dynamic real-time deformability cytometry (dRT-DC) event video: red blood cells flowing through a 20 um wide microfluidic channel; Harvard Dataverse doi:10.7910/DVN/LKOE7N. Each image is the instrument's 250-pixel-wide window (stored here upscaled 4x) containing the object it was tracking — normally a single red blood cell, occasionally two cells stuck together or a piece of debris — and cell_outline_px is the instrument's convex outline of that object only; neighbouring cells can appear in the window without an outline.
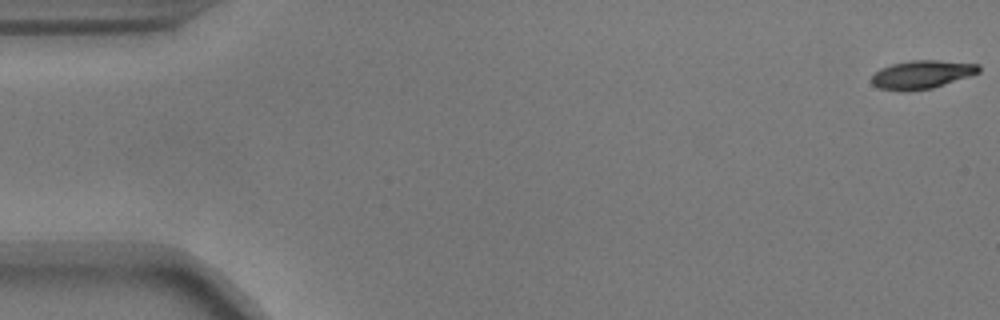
{"species": "common noctule bat (a hibernating species)", "species_latin": "Nyctalus noctula", "temperature_condition": "warm", "stored_images_in_passage": 55, "camera_frame_rate_fps": 3000, "um_per_image_px": 0.085, "animal": {"sex": "male", "body_mass_g": 17.9}, "frame": {"image": 1, "passage_image": 1, "time_ms": 0.0, "image_size_px": [1000, 320], "cell_outline_px": [[980, 72], [932, 88], [908, 92], [900, 92], [880, 88], [872, 84], [872, 76], [880, 68], [892, 64], [912, 60], [936, 60], [980, 64]], "centroid_in_image_um": [78.33, 6.34], "position_along_channel_um": 6.7, "area_um2": 17.69}}
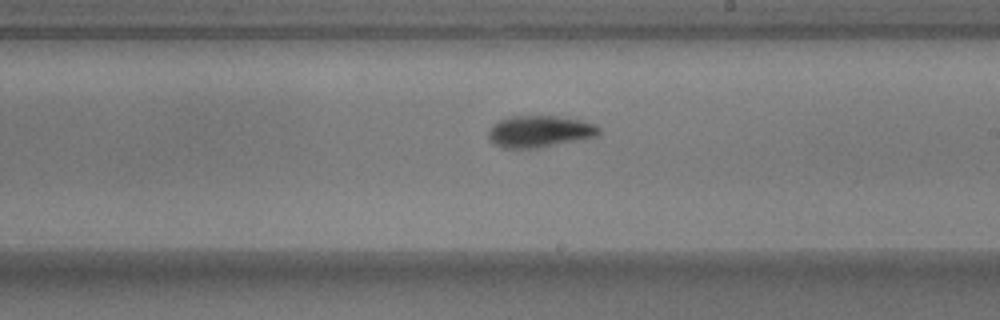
{"frame": {"image": 2, "passage_image": 32, "time_ms": 10.333, "image_size_px": [1000, 320], "cell_outline_px": [[600, 132], [596, 136], [540, 148], [504, 148], [488, 140], [488, 128], [492, 124], [508, 116], [556, 116], [584, 120], [596, 124], [600, 128]], "centroid_in_image_um": [45.85, 11.16], "position_along_channel_um": 243.1, "area_um2": 20.63}}
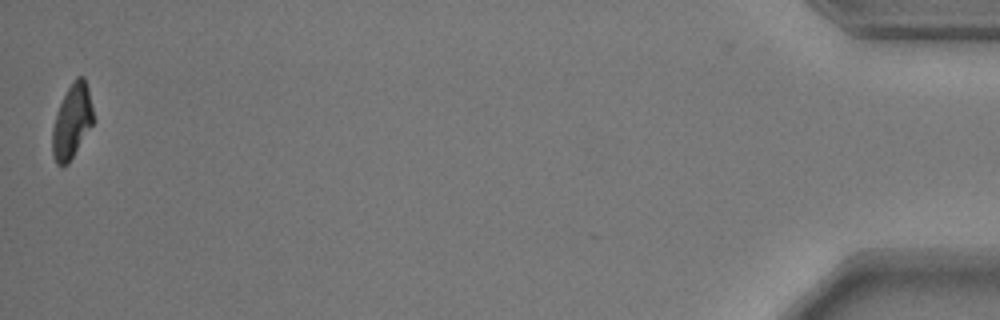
{"frame": {"image": 3, "passage_image": 55, "time_ms": 18.0, "image_size_px": [1000, 320], "cell_outline_px": [[92, 124], [68, 164], [56, 164], [52, 152], [52, 128], [56, 112], [72, 80], [76, 76], [84, 76], [88, 88], [92, 108]], "centroid_in_image_um": [6.09, 10.29], "position_along_channel_um": 429.1, "area_um2": 17.34}, "authors_computed_cell_mechanics": {"area_um2": 19.1318, "velocity_mm_per_s": 3.6633, "shape_relaxation_time_tau1_ms": 3.1381, "shape_relaxation_time_tau2_ms": 3.8265, "deformation_change_tau1": 0.1611, "deformation_change_tau2": 0.0796}}